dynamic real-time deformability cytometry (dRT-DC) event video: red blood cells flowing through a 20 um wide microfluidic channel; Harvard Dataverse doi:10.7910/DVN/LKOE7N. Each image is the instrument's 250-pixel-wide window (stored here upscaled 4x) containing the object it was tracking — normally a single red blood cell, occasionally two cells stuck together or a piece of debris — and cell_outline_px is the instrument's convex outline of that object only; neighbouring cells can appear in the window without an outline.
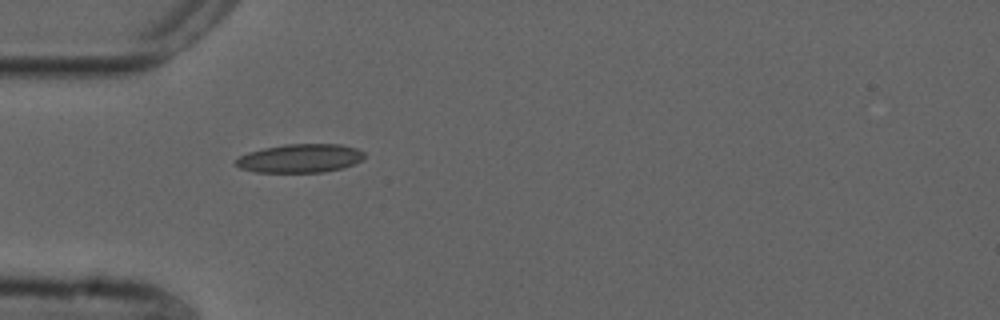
{"species": "common noctule bat (a hibernating species)", "species_latin": "Nyctalus noctula", "temperature_condition": "cold", "stored_images_in_passage": 4, "camera_frame_rate_fps": 3000, "um_per_image_px": 0.085, "animal": {"sex": "male", "forearm_length_mm": 52.5}, "frame": {"image": 1, "passage_image": 4, "time_ms": 1.0, "image_size_px": [1000, 320], "cell_outline_px": [[364, 160], [344, 168], [324, 172], [256, 172], [240, 168], [236, 164], [236, 160], [240, 156], [248, 152], [264, 148], [284, 144], [340, 144], [356, 148], [364, 152]], "centroid_in_image_um": [25.55, 13.45], "position_along_channel_um": 59.4, "area_um2": 21.5}}